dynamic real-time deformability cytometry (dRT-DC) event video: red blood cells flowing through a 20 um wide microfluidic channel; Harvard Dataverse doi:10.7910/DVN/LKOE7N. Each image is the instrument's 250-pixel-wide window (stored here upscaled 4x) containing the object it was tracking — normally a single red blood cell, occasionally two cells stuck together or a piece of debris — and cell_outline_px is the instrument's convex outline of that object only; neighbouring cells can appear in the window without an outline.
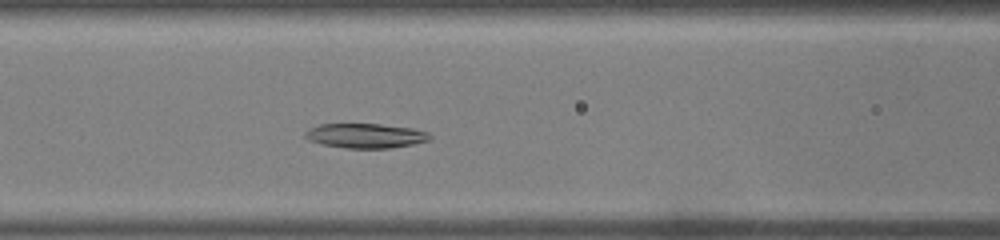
{"species": "common noctule bat (a hibernating species)", "species_latin": "Nyctalus noctula", "temperature_condition": "warm", "stored_images_in_passage": 32, "camera_frame_rate_fps": 3000, "um_per_image_px": 0.085, "animal": {"sex": "male", "body_mass_g": 19.0, "forearm_length_mm": 50.8}, "frame": {"image": 1, "passage_image": 10, "time_ms": 3.0, "image_size_px": [1000, 240], "cell_outline_px": [[432, 136], [428, 140], [412, 144], [388, 148], [348, 148], [324, 144], [308, 140], [304, 136], [304, 132], [308, 128], [320, 124], [380, 124], [412, 128], [428, 132]], "centroid_in_image_um": [31.04, 11.53], "position_along_channel_um": 135.6, "area_um2": 17.74}}
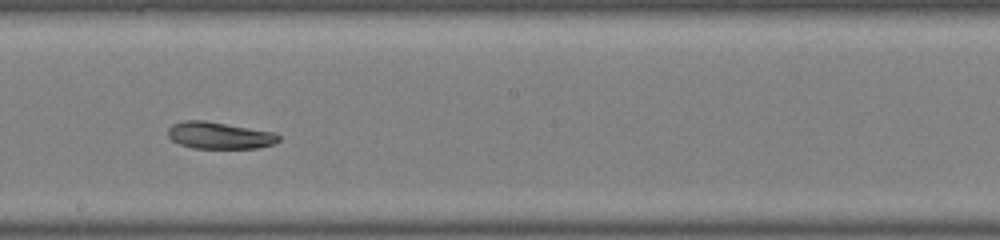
{"frame": {"image": 2, "passage_image": 17, "time_ms": 5.333, "image_size_px": [1000, 240], "cell_outline_px": [[280, 140], [272, 144], [260, 148], [192, 148], [180, 144], [172, 140], [168, 136], [168, 128], [172, 124], [184, 120], [204, 120], [276, 132], [280, 136]], "centroid_in_image_um": [18.66, 11.5], "position_along_channel_um": 229.5, "area_um2": 17.46}}
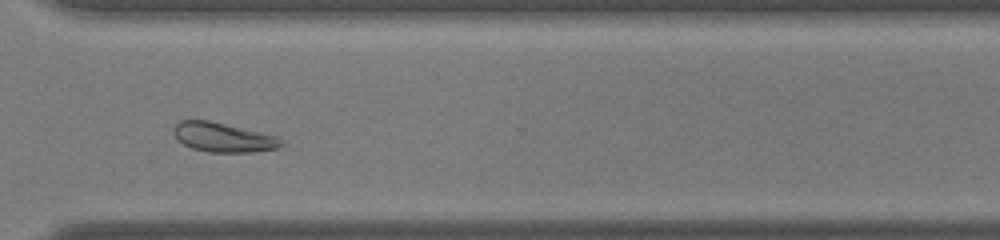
{"frame": {"image": 3, "passage_image": 26, "time_ms": 8.333, "image_size_px": [1000, 240], "cell_outline_px": [[284, 144], [276, 148], [252, 152], [208, 152], [192, 148], [184, 144], [172, 132], [172, 128], [180, 120], [208, 120], [280, 136], [284, 140]], "centroid_in_image_um": [19.01, 11.67], "position_along_channel_um": 351.6, "area_um2": 18.5}, "authors_computed_cell_mechanics": {"area_um2": 18.2937, "velocity_mm_per_s": 4.0451, "shape_relaxation_time_tau1_ms": null, "shape_relaxation_time_tau2_ms": 7.5664, "deformation_change_tau1": null, "deformation_change_tau2": 0.1382}}